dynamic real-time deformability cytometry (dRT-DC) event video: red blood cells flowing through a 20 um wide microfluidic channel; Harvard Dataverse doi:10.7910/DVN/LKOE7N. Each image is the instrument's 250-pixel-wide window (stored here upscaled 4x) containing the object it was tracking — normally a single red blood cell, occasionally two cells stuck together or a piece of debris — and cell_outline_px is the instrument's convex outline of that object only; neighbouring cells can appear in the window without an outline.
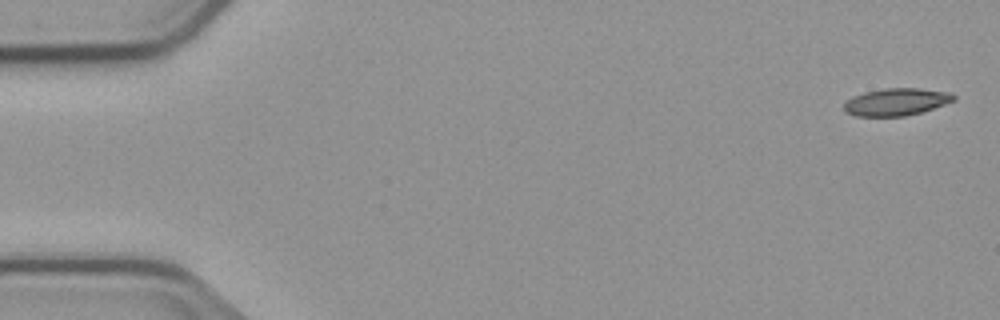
{"species": "common noctule bat (a hibernating species)", "species_latin": "Nyctalus noctula", "temperature_condition": "cold", "stored_images_in_passage": 4, "camera_frame_rate_fps": 3000, "um_per_image_px": 0.085, "animal": {"sex": "male", "body_mass_g": 23.1, "forearm_length_mm": 52.7}, "frame": {"image": 1, "passage_image": 1, "time_ms": 0.0, "image_size_px": [1000, 320], "cell_outline_px": [[956, 100], [920, 112], [904, 116], [856, 116], [844, 112], [844, 104], [852, 96], [864, 92], [884, 88], [920, 88], [952, 92], [956, 96]], "centroid_in_image_um": [76.19, 8.65], "position_along_channel_um": 8.8, "area_um2": 17.51}}
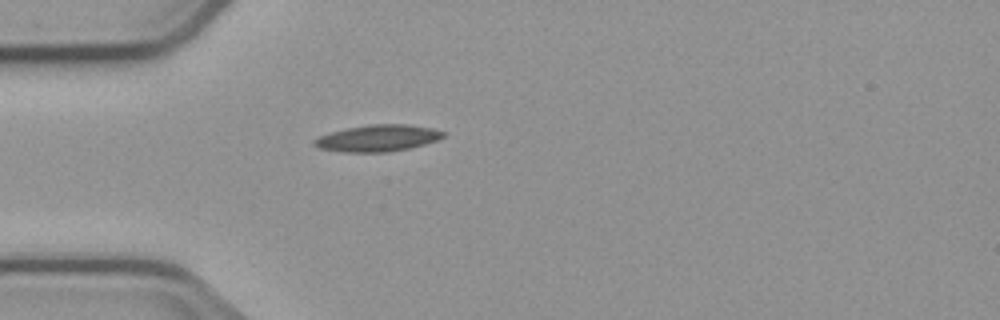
{"frame": {"image": 2, "passage_image": 4, "time_ms": 4.667, "image_size_px": [1000, 320], "cell_outline_px": [[444, 136], [436, 140], [424, 144], [408, 148], [384, 152], [344, 152], [320, 148], [312, 144], [312, 140], [320, 136], [332, 132], [348, 128], [372, 124], [408, 124], [432, 128], [444, 132]], "centroid_in_image_um": [32.09, 11.74], "position_along_channel_um": 52.9, "area_um2": 19.71}}